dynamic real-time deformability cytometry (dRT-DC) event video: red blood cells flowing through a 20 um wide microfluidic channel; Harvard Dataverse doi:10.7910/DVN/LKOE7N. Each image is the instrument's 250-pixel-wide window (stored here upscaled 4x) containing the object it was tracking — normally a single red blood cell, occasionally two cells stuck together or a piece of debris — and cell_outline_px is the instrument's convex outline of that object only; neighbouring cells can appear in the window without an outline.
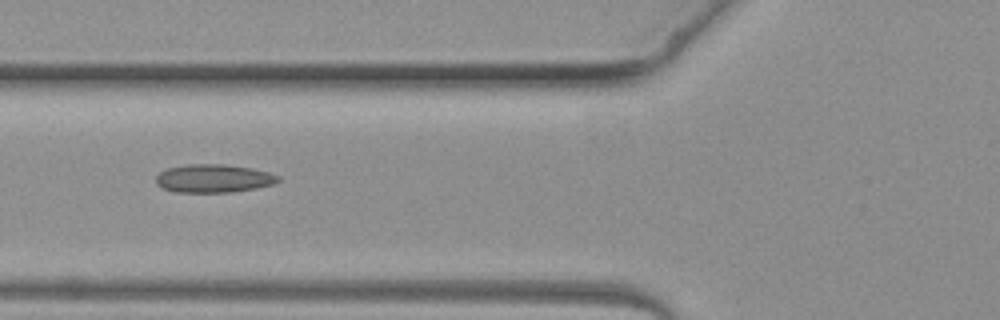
{"species": "common noctule bat (a hibernating species)", "species_latin": "Nyctalus noctula", "temperature_condition": "warm", "stored_images_in_passage": 2, "camera_frame_rate_fps": 3000, "um_per_image_px": 0.085, "animal": {"sex": "female", "body_mass_g": 19.3, "forearm_length_mm": 54.1}, "frame": {"image": 1, "passage_image": 2, "time_ms": 1.0, "image_size_px": [1000, 320], "cell_outline_px": [[280, 180], [276, 184], [256, 188], [232, 192], [176, 192], [164, 188], [156, 184], [156, 176], [160, 172], [168, 168], [188, 164], [224, 164], [252, 168], [268, 172], [280, 176]], "centroid_in_image_um": [18.19, 15.16], "position_along_channel_um": 107.6, "area_um2": 20.17}}